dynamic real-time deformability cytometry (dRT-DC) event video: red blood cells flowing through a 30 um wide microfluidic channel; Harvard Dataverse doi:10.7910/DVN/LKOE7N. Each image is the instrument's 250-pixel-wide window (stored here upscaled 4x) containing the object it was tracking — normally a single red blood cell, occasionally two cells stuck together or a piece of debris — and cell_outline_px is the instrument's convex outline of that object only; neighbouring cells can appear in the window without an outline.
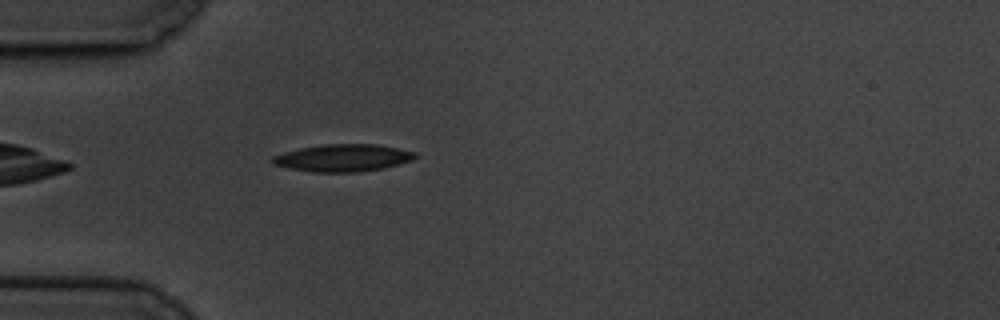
{"species": "common noctule bat (a hibernating species)", "species_latin": "Nyctalus noctula", "temperature_condition": "cold", "stored_images_in_passage": 1, "camera_frame_rate_fps": 3000, "um_per_image_px": 0.085, "animal": {"sex": "male", "body_mass_g": 19.5, "forearm_length_mm": 54.6}, "frame": {"image": 1, "passage_image": 1, "time_ms": 0.0, "image_size_px": [1000, 320], "cell_outline_px": [[416, 156], [412, 160], [384, 168], [356, 172], [312, 172], [288, 168], [272, 164], [268, 160], [272, 156], [284, 152], [300, 148], [324, 144], [380, 144], [416, 152]], "centroid_in_image_um": [29.11, 13.42], "position_along_channel_um": 55.9, "area_um2": 22.83}}